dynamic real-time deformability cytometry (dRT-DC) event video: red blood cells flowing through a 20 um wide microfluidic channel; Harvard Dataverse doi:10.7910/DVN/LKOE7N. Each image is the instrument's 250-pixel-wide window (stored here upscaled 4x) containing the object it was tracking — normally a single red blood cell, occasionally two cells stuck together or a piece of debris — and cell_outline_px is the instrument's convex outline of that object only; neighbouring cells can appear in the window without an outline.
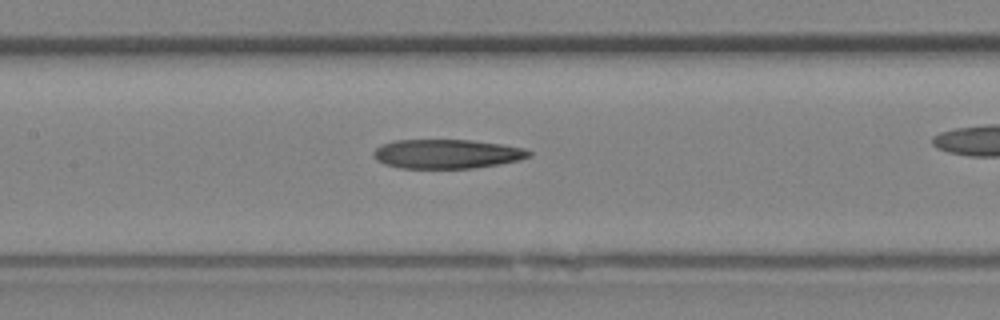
{"species": "Egyptian fruit bat (a non-hibernating species)", "species_latin": "Rousettus aegyptiacus", "temperature_condition": "room temperature", "stored_images_in_passage": 17, "camera_frame_rate_fps": 3000, "um_per_image_px": 0.085, "animal": {"sex": "female"}, "frame": {"image": 1, "passage_image": 6, "time_ms": 1.667, "image_size_px": [1000, 320], "cell_outline_px": [[532, 156], [520, 160], [472, 168], [400, 168], [384, 164], [376, 160], [372, 156], [372, 152], [380, 144], [396, 140], [472, 140], [500, 144], [524, 148], [532, 152]], "centroid_in_image_um": [37.95, 13.08], "position_along_channel_um": 169.5, "area_um2": 26.53}}
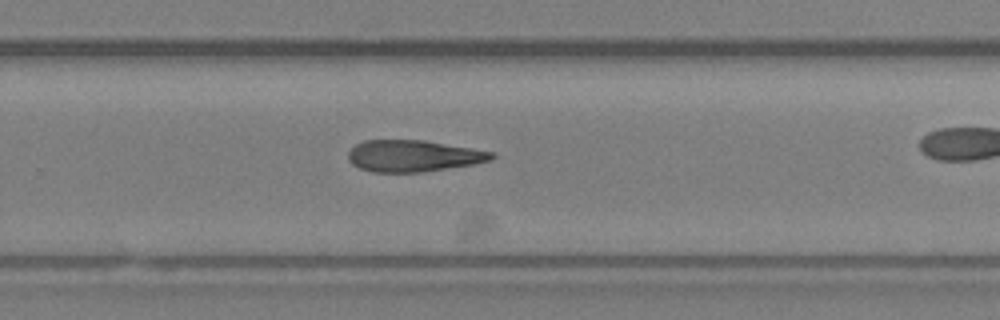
{"frame": {"image": 2, "passage_image": 12, "time_ms": 3.667, "image_size_px": [1000, 320], "cell_outline_px": [[496, 156], [492, 160], [476, 164], [420, 172], [372, 172], [360, 168], [352, 164], [348, 160], [348, 152], [356, 144], [364, 140], [424, 140], [496, 152]], "centroid_in_image_um": [35.16, 13.25], "position_along_channel_um": 294.6, "area_um2": 26.53}}